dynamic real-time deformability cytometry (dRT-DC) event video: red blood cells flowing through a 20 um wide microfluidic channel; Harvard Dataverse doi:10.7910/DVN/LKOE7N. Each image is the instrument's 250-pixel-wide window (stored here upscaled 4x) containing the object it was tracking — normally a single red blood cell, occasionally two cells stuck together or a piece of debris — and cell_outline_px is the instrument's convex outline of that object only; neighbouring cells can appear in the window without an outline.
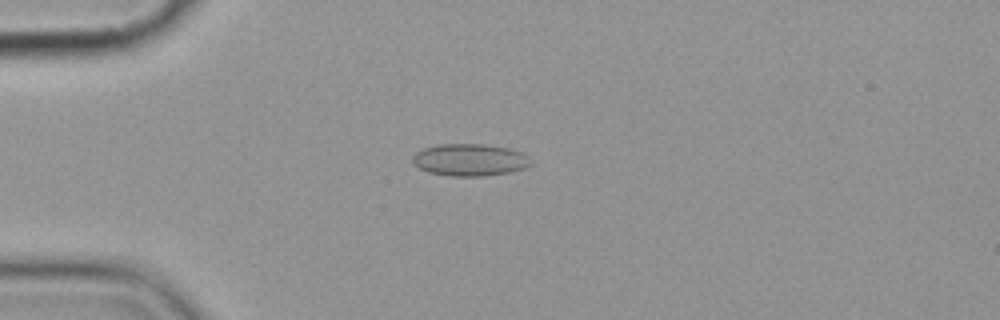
{"species": "common noctule bat (a hibernating species)", "species_latin": "Nyctalus noctula", "temperature_condition": "cold", "stored_images_in_passage": 12, "camera_frame_rate_fps": 3000, "um_per_image_px": 0.085, "animal": {"sex": "female", "body_mass_g": 19.9}, "frame": {"image": 1, "passage_image": 3, "time_ms": 3.333, "image_size_px": [1000, 320], "cell_outline_px": [[532, 164], [524, 168], [508, 172], [484, 176], [448, 176], [428, 172], [420, 168], [412, 160], [412, 156], [416, 152], [424, 148], [440, 144], [484, 144], [508, 148], [524, 152], [528, 156]], "centroid_in_image_um": [39.95, 13.58], "position_along_channel_um": 45.1, "area_um2": 22.14}}
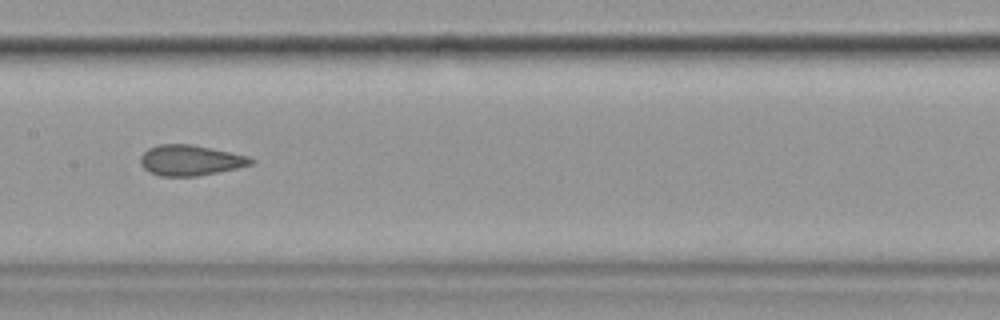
{"frame": {"image": 2, "passage_image": 7, "time_ms": 8.0, "image_size_px": [1000, 320], "cell_outline_px": [[256, 160], [252, 164], [236, 168], [196, 176], [160, 176], [148, 172], [140, 164], [140, 156], [148, 148], [160, 144], [192, 144], [212, 148], [248, 156]], "centroid_in_image_um": [16.15, 13.62], "position_along_channel_um": 191.3, "area_um2": 19.65}}
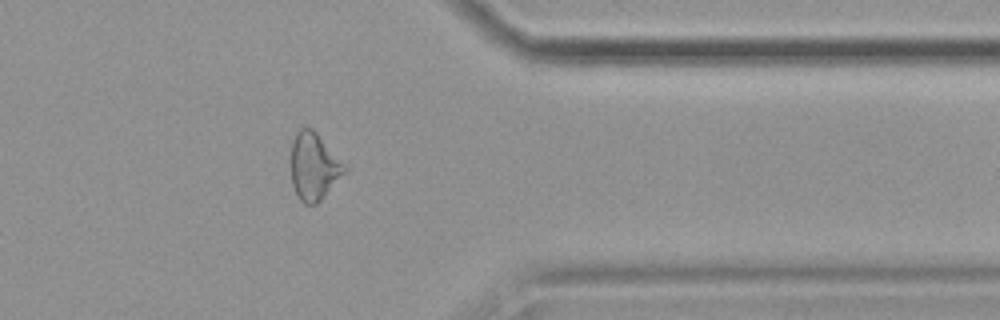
{"frame": {"image": 3, "passage_image": 12, "time_ms": 13.667, "image_size_px": [1000, 320], "cell_outline_px": [[348, 168], [320, 200], [316, 204], [304, 204], [300, 200], [292, 184], [292, 140], [296, 132], [300, 128], [312, 128], [316, 132]], "centroid_in_image_um": [26.66, 14.14], "position_along_channel_um": 384.7, "area_um2": 20.46}, "authors_computed_cell_mechanics": {"area_um2": 20.4034, "velocity_mm_per_s": 3.6052, "shape_relaxation_time_tau1_ms": null, "shape_relaxation_time_tau2_ms": 2.1637, "deformation_change_tau1": null, "deformation_change_tau2": 0.0531}}